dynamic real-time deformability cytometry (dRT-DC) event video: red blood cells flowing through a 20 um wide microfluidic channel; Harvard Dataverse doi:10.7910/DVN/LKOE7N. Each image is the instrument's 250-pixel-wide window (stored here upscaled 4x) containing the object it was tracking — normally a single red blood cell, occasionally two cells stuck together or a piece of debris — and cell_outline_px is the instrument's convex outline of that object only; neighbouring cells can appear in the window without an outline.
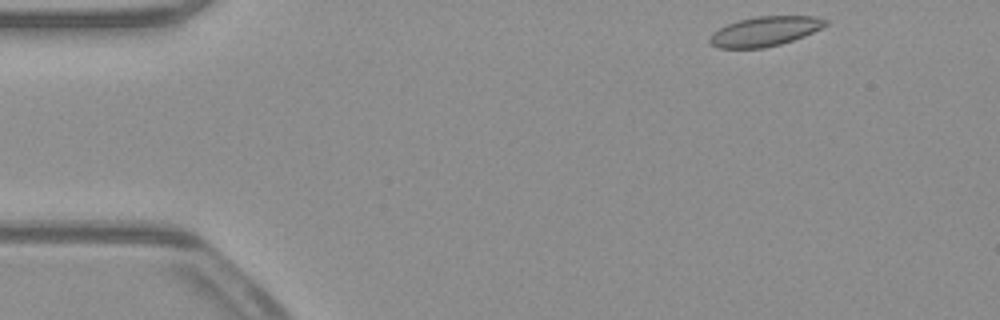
{"species": "common noctule bat (a hibernating species)", "species_latin": "Nyctalus noctula", "temperature_condition": "warm", "stored_images_in_passage": 48, "camera_frame_rate_fps": 3000, "um_per_image_px": 0.085, "animal": {"sex": "male", "body_mass_g": 23.1, "forearm_length_mm": 52.7}, "frame": {"image": 1, "passage_image": 1, "time_ms": 0.0, "image_size_px": [1000, 320], "cell_outline_px": [[828, 24], [804, 36], [780, 44], [764, 48], [716, 48], [708, 40], [712, 32], [728, 24], [740, 20], [756, 16], [816, 16], [828, 20]], "centroid_in_image_um": [65.01, 2.66], "position_along_channel_um": 20.0, "area_um2": 19.88}}
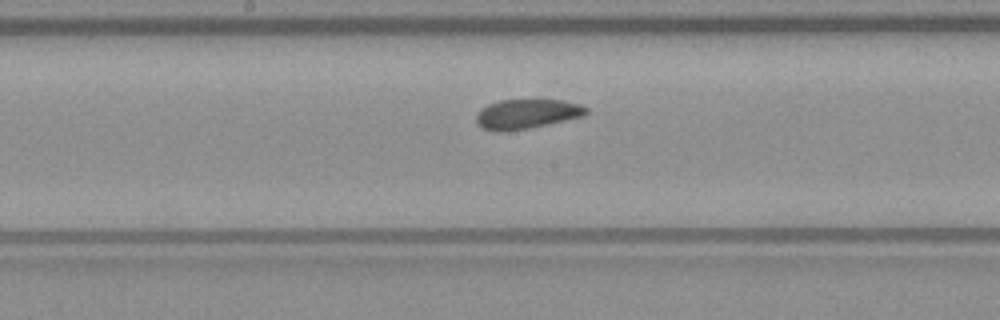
{"frame": {"image": 2, "passage_image": 22, "time_ms": 7.0, "image_size_px": [1000, 320], "cell_outline_px": [[588, 112], [584, 116], [528, 128], [504, 132], [496, 132], [484, 128], [476, 124], [476, 112], [480, 108], [488, 104], [500, 100], [560, 100], [580, 104], [588, 108]], "centroid_in_image_um": [44.73, 9.69], "position_along_channel_um": 203.5, "area_um2": 19.02}}
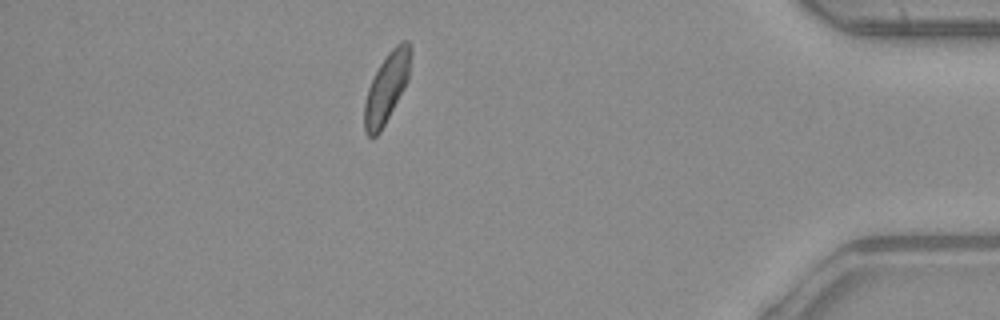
{"frame": {"image": 3, "passage_image": 41, "time_ms": 13.333, "image_size_px": [1000, 320], "cell_outline_px": [[412, 52], [408, 80], [404, 88], [380, 132], [372, 140], [368, 136], [364, 128], [364, 104], [368, 88], [380, 64], [388, 52], [400, 40], [408, 40], [412, 44]], "centroid_in_image_um": [32.88, 7.41], "position_along_channel_um": 402.3, "area_um2": 18.84}, "authors_computed_cell_mechanics": {"area_um2": 19.7676, "velocity_mm_per_s": 3.8896, "shape_relaxation_time_tau1_ms": 5.7681, "shape_relaxation_time_tau2_ms": 4.1431, "deformation_change_tau1": 0.1019, "deformation_change_tau2": 0.0687}}